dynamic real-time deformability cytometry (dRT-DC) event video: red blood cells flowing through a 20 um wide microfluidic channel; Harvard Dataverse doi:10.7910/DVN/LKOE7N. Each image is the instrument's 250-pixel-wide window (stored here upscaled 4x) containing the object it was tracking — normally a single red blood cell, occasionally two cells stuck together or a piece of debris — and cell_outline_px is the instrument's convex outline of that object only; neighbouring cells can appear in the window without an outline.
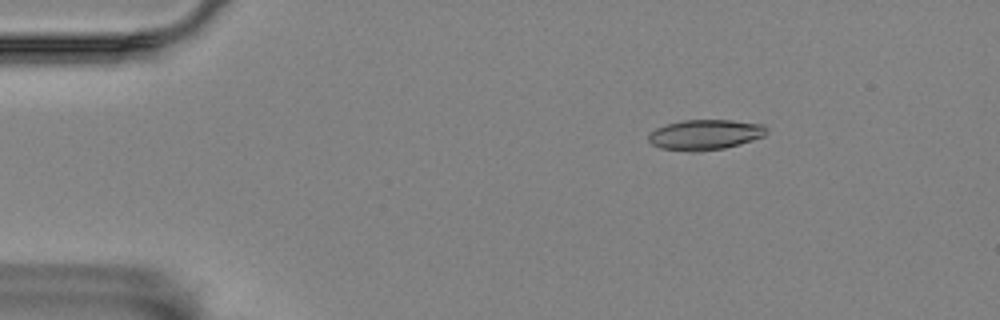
{"species": "Egyptian fruit bat (a non-hibernating species)", "species_latin": "Rousettus aegyptiacus", "temperature_condition": "room temperature", "stored_images_in_passage": 8, "camera_frame_rate_fps": 3000, "um_per_image_px": 0.085, "animal": {"sex": "female"}, "frame": {"image": 1, "passage_image": 2, "time_ms": 0.333, "image_size_px": [1000, 320], "cell_outline_px": [[768, 132], [764, 136], [740, 144], [724, 148], [696, 152], [688, 152], [660, 148], [652, 144], [648, 140], [648, 136], [656, 128], [668, 124], [684, 120], [732, 120], [764, 124], [768, 128]], "centroid_in_image_um": [59.96, 11.45], "position_along_channel_um": 25.0, "area_um2": 20.92}}
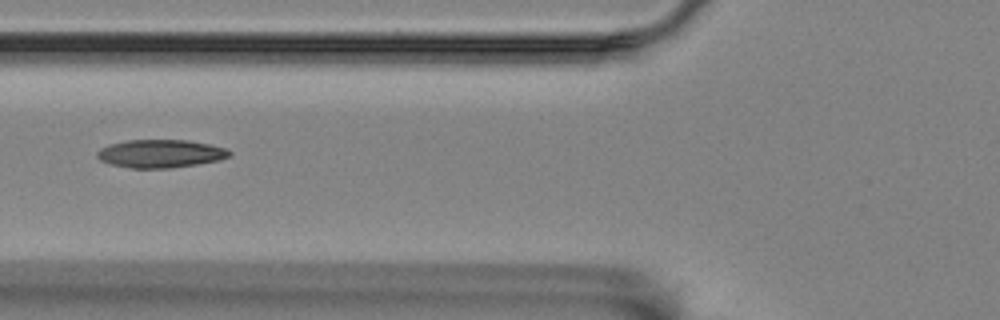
{"frame": {"image": 2, "passage_image": 6, "time_ms": 1.667, "image_size_px": [1000, 320], "cell_outline_px": [[232, 156], [220, 160], [172, 168], [132, 168], [108, 164], [100, 160], [96, 156], [96, 152], [100, 148], [108, 144], [128, 140], [188, 140], [228, 148], [232, 152]], "centroid_in_image_um": [13.64, 13.06], "position_along_channel_um": 112.2, "area_um2": 21.91}}
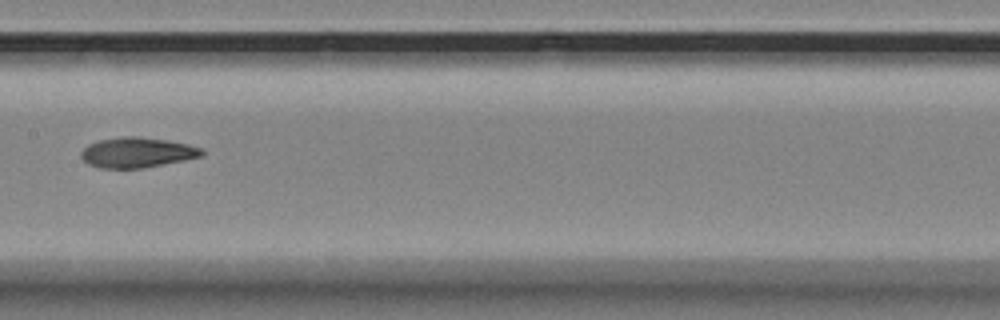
{"frame": {"image": 3, "passage_image": 8, "time_ms": 2.333, "image_size_px": [1000, 320], "cell_outline_px": [[204, 156], [184, 160], [140, 168], [100, 168], [88, 164], [80, 156], [80, 152], [88, 144], [100, 140], [120, 136], [140, 136], [168, 140], [188, 144], [200, 148], [204, 152]], "centroid_in_image_um": [11.64, 12.95], "position_along_channel_um": 195.8, "area_um2": 21.27}}